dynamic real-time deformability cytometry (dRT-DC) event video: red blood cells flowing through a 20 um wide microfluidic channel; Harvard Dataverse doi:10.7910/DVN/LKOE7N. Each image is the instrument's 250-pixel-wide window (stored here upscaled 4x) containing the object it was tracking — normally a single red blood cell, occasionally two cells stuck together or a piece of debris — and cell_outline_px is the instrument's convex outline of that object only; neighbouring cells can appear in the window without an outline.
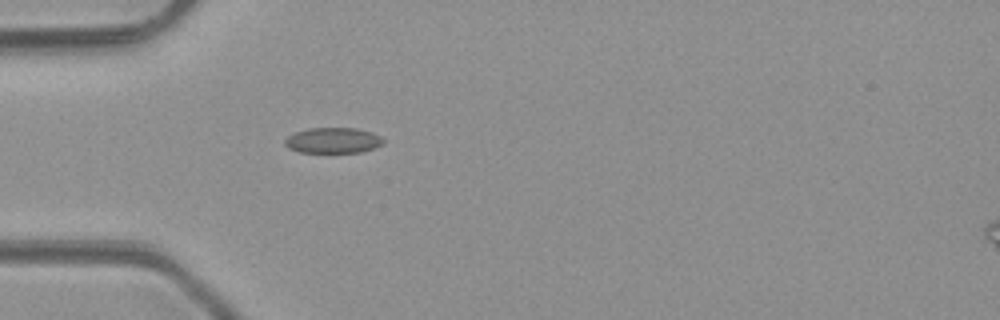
{"species": "common noctule bat (a hibernating species)", "species_latin": "Nyctalus noctula", "temperature_condition": "room temperature", "stored_images_in_passage": 2, "camera_frame_rate_fps": 3000, "um_per_image_px": 0.085, "animal": {"sex": "male", "body_mass_g": 23.1, "forearm_length_mm": 52.7}, "frame": {"image": 1, "passage_image": 2, "time_ms": 1.333, "image_size_px": [1000, 320], "cell_outline_px": [[384, 144], [376, 148], [360, 152], [300, 152], [288, 148], [284, 144], [284, 140], [288, 136], [296, 132], [308, 128], [356, 128], [372, 132], [380, 136], [384, 140]], "centroid_in_image_um": [28.33, 11.93], "position_along_channel_um": 56.7, "area_um2": 14.74}}